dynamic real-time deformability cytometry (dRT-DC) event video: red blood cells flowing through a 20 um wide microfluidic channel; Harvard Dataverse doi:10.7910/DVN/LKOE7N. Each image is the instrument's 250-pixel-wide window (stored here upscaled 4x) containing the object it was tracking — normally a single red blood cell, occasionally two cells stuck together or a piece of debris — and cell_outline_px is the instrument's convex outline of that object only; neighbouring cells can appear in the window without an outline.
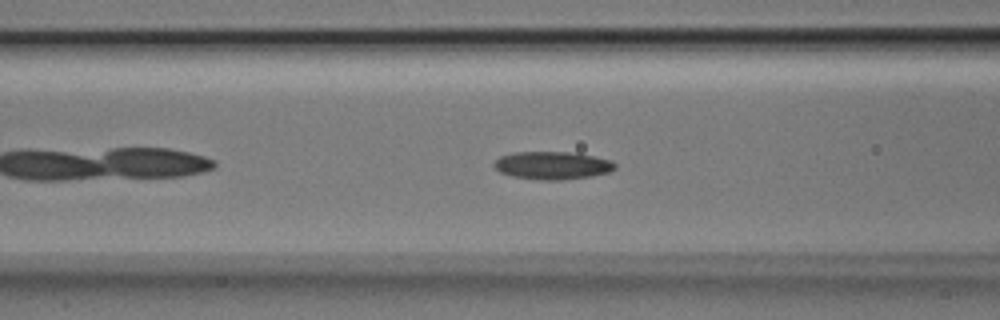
{"species": "Egyptian fruit bat (a non-hibernating species)", "species_latin": "Rousettus aegyptiacus", "temperature_condition": "room temperature", "stored_images_in_passage": 37, "camera_frame_rate_fps": 3000, "um_per_image_px": 0.085, "animal": {"sex": "male"}, "frame": {"image": 1, "passage_image": 5, "time_ms": 1.333, "image_size_px": [1000, 320], "cell_outline_px": [[616, 168], [608, 172], [588, 176], [560, 180], [540, 180], [512, 176], [500, 172], [492, 164], [500, 156], [516, 152], [576, 152], [612, 160], [616, 164]], "centroid_in_image_um": [46.96, 14.05], "position_along_channel_um": 119.6, "area_um2": 19.59}}
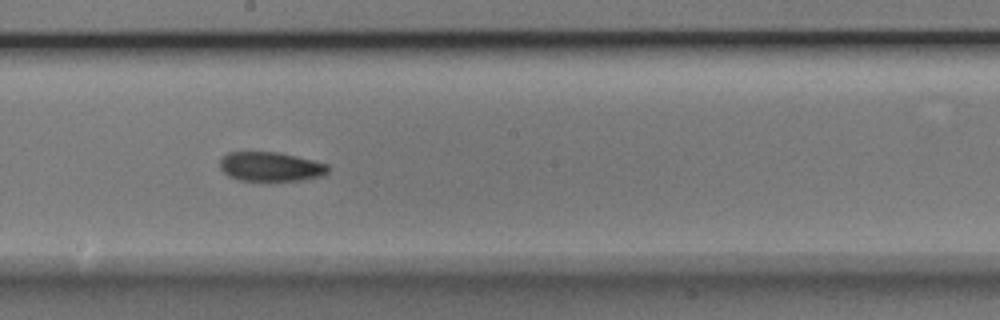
{"frame": {"image": 2, "passage_image": 13, "time_ms": 4.0, "image_size_px": [1000, 320], "cell_outline_px": [[328, 172], [324, 176], [304, 180], [240, 180], [228, 176], [220, 168], [220, 160], [228, 152], [276, 152], [296, 156], [328, 164]], "centroid_in_image_um": [23.02, 14.17], "position_along_channel_um": 225.2, "area_um2": 18.38}}
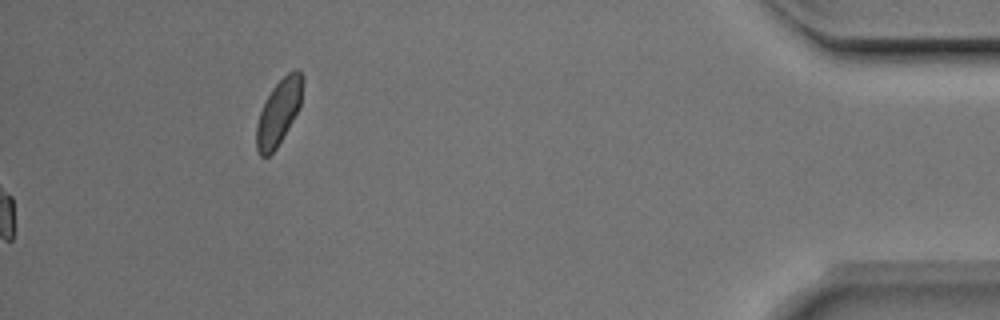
{"frame": {"image": 3, "passage_image": 37, "time_ms": 12.0, "image_size_px": [1000, 320], "cell_outline_px": [[304, 80], [300, 108], [276, 148], [268, 156], [260, 156], [256, 148], [256, 124], [260, 112], [272, 88], [288, 72], [296, 68], [300, 72]], "centroid_in_image_um": [23.7, 9.52], "position_along_channel_um": 411.5, "area_um2": 17.51}, "authors_computed_cell_mechanics": {"area_um2": 18.3804, "velocity_mm_per_s": 3.9561, "shape_relaxation_time_tau1_ms": 3.9821, "shape_relaxation_time_tau2_ms": 5.997, "deformation_change_tau1": 0.1361, "deformation_change_tau2": 0.11}}